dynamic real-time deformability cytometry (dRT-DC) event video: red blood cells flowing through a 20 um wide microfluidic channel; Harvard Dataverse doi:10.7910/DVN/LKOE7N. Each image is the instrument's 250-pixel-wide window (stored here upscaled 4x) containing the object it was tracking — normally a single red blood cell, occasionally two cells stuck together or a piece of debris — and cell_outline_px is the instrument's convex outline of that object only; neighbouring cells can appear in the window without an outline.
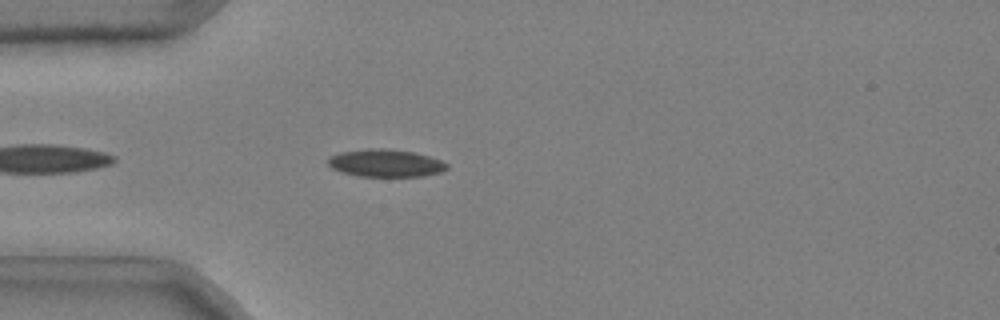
{"species": "common noctule bat (a hibernating species)", "species_latin": "Nyctalus noctula", "temperature_condition": "cold", "stored_images_in_passage": 40, "camera_frame_rate_fps": 3000, "um_per_image_px": 0.085, "animal": {"sex": "male", "body_mass_g": 20.4}, "frame": {"image": 1, "passage_image": 4, "time_ms": 1.0, "image_size_px": [1000, 320], "cell_outline_px": [[448, 168], [440, 172], [424, 176], [360, 176], [340, 172], [332, 168], [328, 164], [328, 160], [332, 156], [340, 152], [368, 148], [384, 148], [412, 152], [428, 156], [440, 160], [448, 164]], "centroid_in_image_um": [32.77, 13.86], "position_along_channel_um": 52.2, "area_um2": 18.96}}
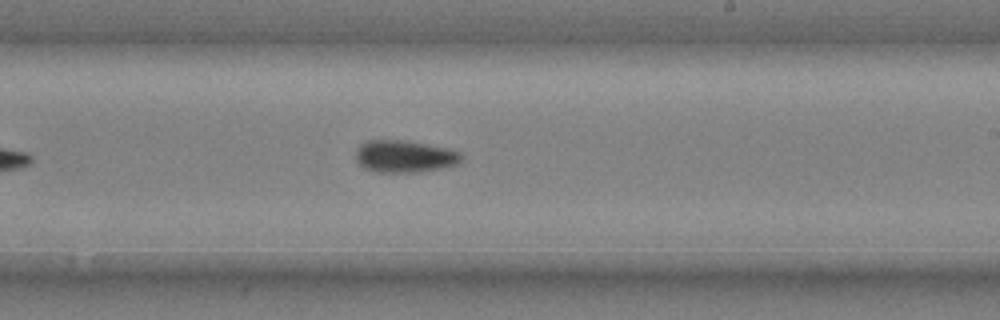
{"frame": {"image": 2, "passage_image": 21, "time_ms": 6.667, "image_size_px": [1000, 320], "cell_outline_px": [[464, 156], [460, 164], [420, 172], [376, 172], [364, 168], [356, 160], [356, 148], [360, 144], [368, 140], [404, 140], [448, 148], [460, 152]], "centroid_in_image_um": [34.41, 13.29], "position_along_channel_um": 254.6, "area_um2": 20.0}}
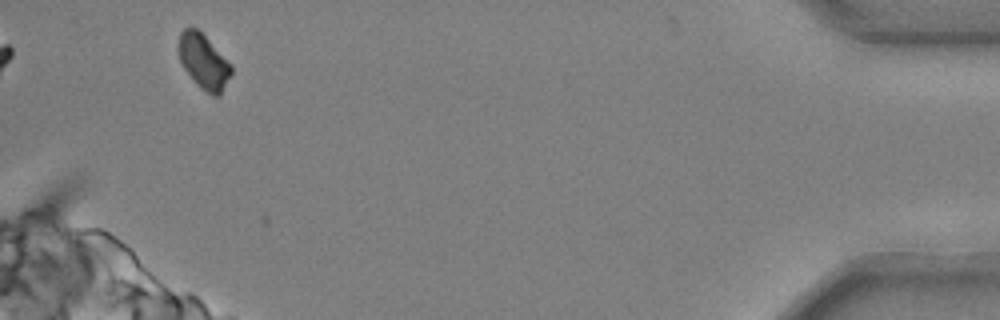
{"frame": {"image": 3, "passage_image": 39, "time_ms": 12.667, "image_size_px": [1000, 320], "cell_outline_px": [[232, 72], [220, 96], [212, 96], [200, 88], [184, 68], [180, 60], [180, 32], [184, 28], [196, 28], [232, 64]], "centroid_in_image_um": [17.35, 5.27], "position_along_channel_um": 417.9, "area_um2": 16.42}, "authors_computed_cell_mechanics": {"area_um2": 19.0162, "velocity_mm_per_s": 3.7109, "shape_relaxation_time_tau1_ms": 5.3298, "shape_relaxation_time_tau2_ms": 11.1056, "deformation_change_tau1": 0.1101, "deformation_change_tau2": 0.1256}}